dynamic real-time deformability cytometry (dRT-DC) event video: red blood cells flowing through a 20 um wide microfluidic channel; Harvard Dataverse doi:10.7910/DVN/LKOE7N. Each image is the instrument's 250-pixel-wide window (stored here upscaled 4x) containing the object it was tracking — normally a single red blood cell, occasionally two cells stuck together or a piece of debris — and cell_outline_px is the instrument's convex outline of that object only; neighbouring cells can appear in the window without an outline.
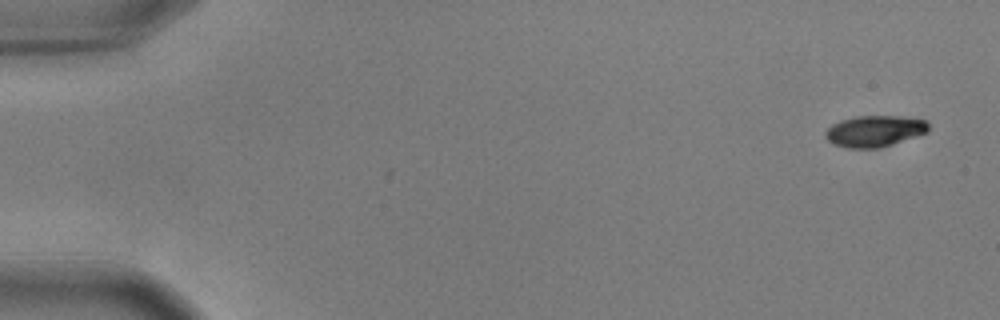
{"species": "common noctule bat (a hibernating species)", "species_latin": "Nyctalus noctula", "temperature_condition": "warm", "stored_images_in_passage": 20, "camera_frame_rate_fps": 3000, "um_per_image_px": 0.085, "animal": {"sex": "male", "body_mass_g": 17.9, "forearm_length_mm": 54.2}, "frame": {"image": 1, "passage_image": 1, "time_ms": 0.0, "image_size_px": [1000, 320], "cell_outline_px": [[928, 132], [880, 148], [848, 148], [832, 144], [824, 136], [824, 132], [832, 124], [840, 120], [856, 116], [900, 116], [924, 120], [928, 124]], "centroid_in_image_um": [74.3, 11.15], "position_along_channel_um": 10.7, "area_um2": 18.79}}
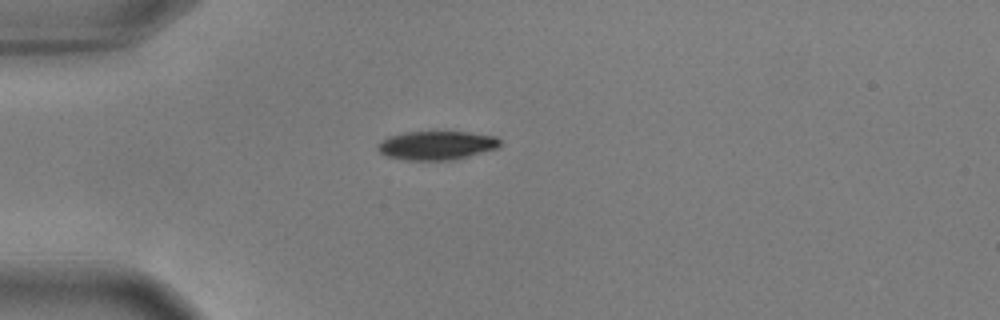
{"frame": {"image": 2, "passage_image": 14, "time_ms": 4.333, "image_size_px": [1000, 320], "cell_outline_px": [[500, 144], [496, 148], [468, 156], [452, 160], [408, 160], [388, 156], [380, 152], [376, 148], [376, 144], [388, 136], [404, 132], [468, 132], [496, 136], [500, 140]], "centroid_in_image_um": [37.08, 12.35], "position_along_channel_um": 47.9, "area_um2": 20.4}}
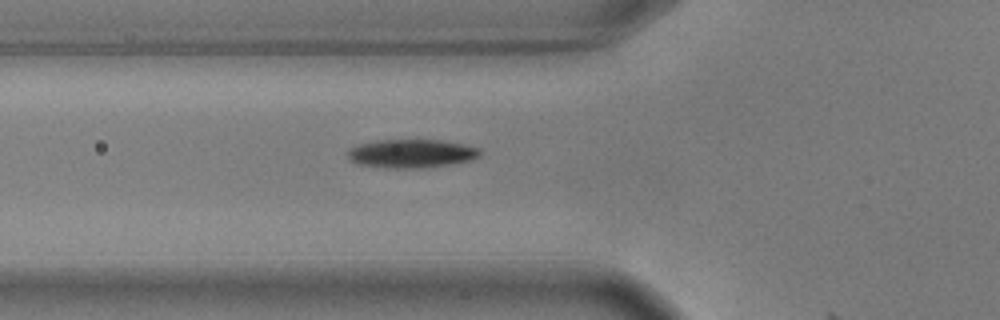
{"frame": {"image": 3, "passage_image": 19, "time_ms": 6.0, "image_size_px": [1000, 320], "cell_outline_px": [[480, 156], [472, 160], [452, 164], [424, 168], [384, 168], [360, 164], [352, 160], [348, 156], [348, 152], [356, 144], [376, 140], [444, 140], [464, 144], [480, 148]], "centroid_in_image_um": [35.02, 13.05], "position_along_channel_um": 90.8, "area_um2": 22.14}}